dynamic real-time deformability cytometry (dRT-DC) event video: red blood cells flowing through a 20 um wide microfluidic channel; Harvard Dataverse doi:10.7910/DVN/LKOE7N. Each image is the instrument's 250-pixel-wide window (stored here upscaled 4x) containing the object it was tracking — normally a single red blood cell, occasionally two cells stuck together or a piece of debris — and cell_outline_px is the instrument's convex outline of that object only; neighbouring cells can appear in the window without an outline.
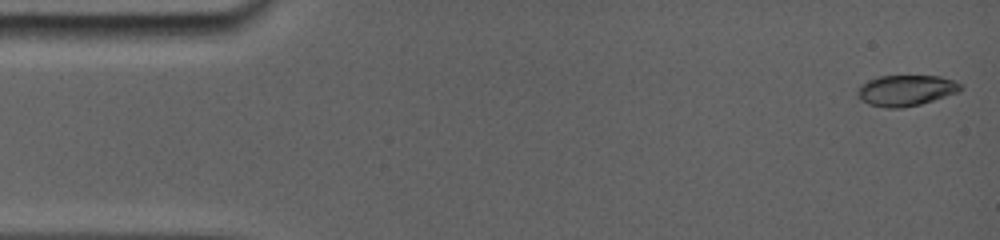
{"species": "common noctule bat (a hibernating species)", "species_latin": "Nyctalus noctula", "temperature_condition": "room temperature", "stored_images_in_passage": 15, "camera_frame_rate_fps": 5000, "um_per_image_px": 0.085, "animal": {"sex": "female", "body_mass_g": 19.0, "forearm_length_mm": 56.7}, "frame": {"image": 1, "passage_image": 1, "time_ms": 0.0, "image_size_px": [1000, 240], "cell_outline_px": [[964, 88], [960, 92], [920, 104], [900, 108], [888, 108], [868, 104], [856, 92], [856, 88], [860, 84], [868, 80], [880, 76], [940, 76], [964, 84]], "centroid_in_image_um": [77.04, 7.67], "position_along_channel_um": 8.0, "area_um2": 18.61}}
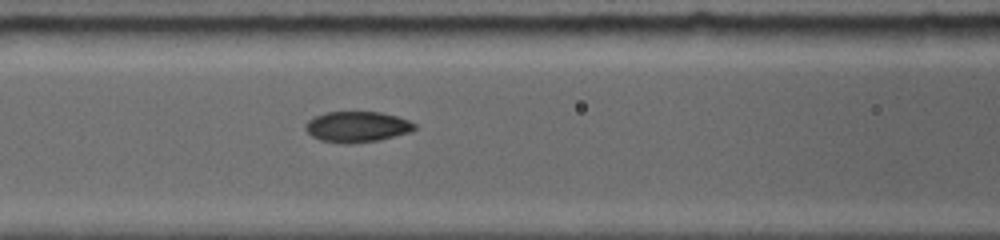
{"frame": {"image": 2, "passage_image": 9, "time_ms": 6.4, "image_size_px": [1000, 240], "cell_outline_px": [[416, 128], [408, 132], [376, 140], [324, 140], [312, 136], [308, 132], [308, 120], [324, 112], [380, 112], [396, 116], [408, 120], [416, 124]], "centroid_in_image_um": [30.4, 10.71], "position_along_channel_um": 136.2, "area_um2": 18.21}}
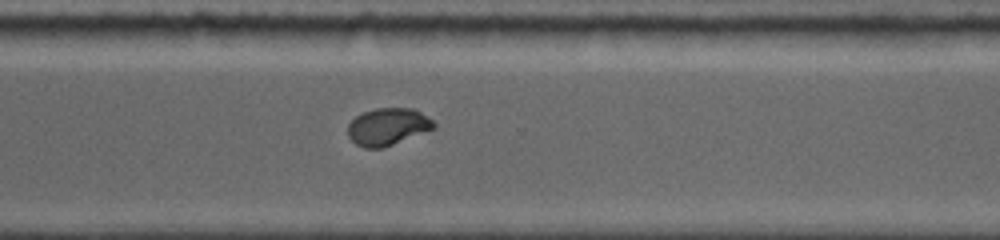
{"frame": {"image": 3, "passage_image": 15, "time_ms": 11.6, "image_size_px": [1000, 240], "cell_outline_px": [[436, 128], [384, 148], [364, 148], [356, 144], [348, 136], [348, 124], [356, 116], [364, 112], [376, 108], [412, 108], [420, 112], [432, 120], [436, 124]], "centroid_in_image_um": [32.96, 10.78], "position_along_channel_um": 337.6, "area_um2": 18.67}}